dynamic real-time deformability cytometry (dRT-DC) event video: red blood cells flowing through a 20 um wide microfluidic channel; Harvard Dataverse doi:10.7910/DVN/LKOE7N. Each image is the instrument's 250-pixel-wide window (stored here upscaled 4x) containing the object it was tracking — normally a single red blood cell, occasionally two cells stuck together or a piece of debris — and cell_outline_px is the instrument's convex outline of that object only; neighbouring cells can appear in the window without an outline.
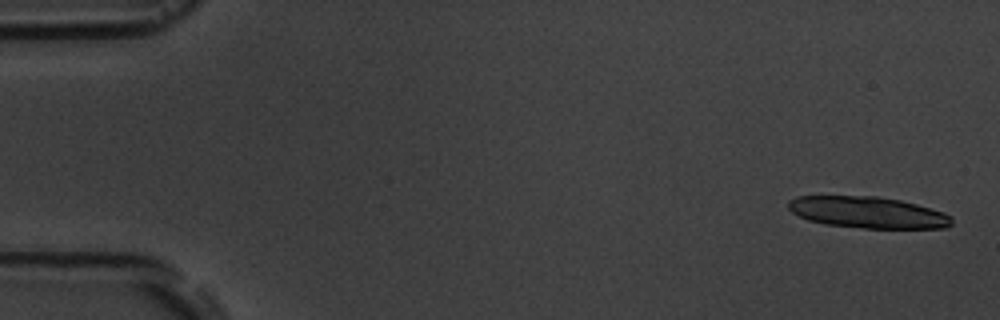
{"species": "common noctule bat (a hibernating species)", "species_latin": "Nyctalus noctula", "temperature_condition": "room temperature", "stored_images_in_passage": 5, "camera_frame_rate_fps": 3000, "um_per_image_px": 0.085, "animal": {"sex": "male", "body_mass_g": 19.5, "forearm_length_mm": 54.6}, "frame": {"image": 1, "passage_image": 1, "time_ms": 0.0, "image_size_px": [1000, 320], "cell_outline_px": [[952, 224], [944, 228], [864, 228], [824, 224], [808, 220], [792, 212], [788, 208], [788, 200], [796, 196], [876, 196], [900, 200], [916, 204], [944, 212], [952, 216]], "centroid_in_image_um": [73.76, 18.05], "position_along_channel_um": 11.2, "area_um2": 30.0}}
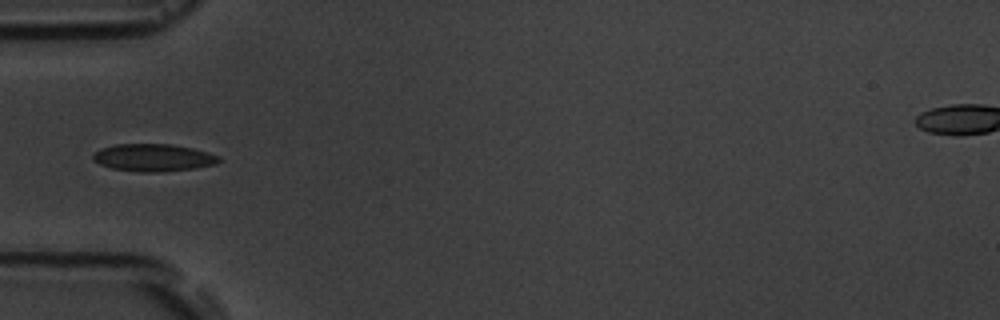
{"frame": {"image": 2, "passage_image": 5, "time_ms": 5.667, "image_size_px": [1000, 320], "cell_outline_px": [[220, 160], [216, 164], [196, 168], [160, 172], [140, 172], [112, 168], [100, 164], [92, 160], [92, 156], [100, 148], [116, 144], [172, 144], [192, 148], [220, 156]], "centroid_in_image_um": [13.03, 13.4], "position_along_channel_um": 72.0, "area_um2": 20.11}}